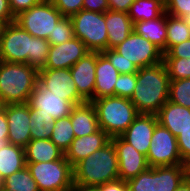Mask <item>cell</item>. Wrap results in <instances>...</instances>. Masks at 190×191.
<instances>
[{
  "instance_id": "cell-1",
  "label": "cell",
  "mask_w": 190,
  "mask_h": 191,
  "mask_svg": "<svg viewBox=\"0 0 190 191\" xmlns=\"http://www.w3.org/2000/svg\"><path fill=\"white\" fill-rule=\"evenodd\" d=\"M50 43L33 37L18 23L0 26V59L11 63L29 64L37 71L44 69Z\"/></svg>"
},
{
  "instance_id": "cell-2",
  "label": "cell",
  "mask_w": 190,
  "mask_h": 191,
  "mask_svg": "<svg viewBox=\"0 0 190 191\" xmlns=\"http://www.w3.org/2000/svg\"><path fill=\"white\" fill-rule=\"evenodd\" d=\"M170 78L164 62L139 68L130 98L139 114H157L168 101Z\"/></svg>"
},
{
  "instance_id": "cell-3",
  "label": "cell",
  "mask_w": 190,
  "mask_h": 191,
  "mask_svg": "<svg viewBox=\"0 0 190 191\" xmlns=\"http://www.w3.org/2000/svg\"><path fill=\"white\" fill-rule=\"evenodd\" d=\"M118 179V159L112 140L73 167L74 185L97 187Z\"/></svg>"
},
{
  "instance_id": "cell-4",
  "label": "cell",
  "mask_w": 190,
  "mask_h": 191,
  "mask_svg": "<svg viewBox=\"0 0 190 191\" xmlns=\"http://www.w3.org/2000/svg\"><path fill=\"white\" fill-rule=\"evenodd\" d=\"M38 82L29 64L0 61V98L4 104L28 103Z\"/></svg>"
},
{
  "instance_id": "cell-5",
  "label": "cell",
  "mask_w": 190,
  "mask_h": 191,
  "mask_svg": "<svg viewBox=\"0 0 190 191\" xmlns=\"http://www.w3.org/2000/svg\"><path fill=\"white\" fill-rule=\"evenodd\" d=\"M94 105L99 129L110 138L120 136L139 115L134 104L128 98L106 96L91 101Z\"/></svg>"
},
{
  "instance_id": "cell-6",
  "label": "cell",
  "mask_w": 190,
  "mask_h": 191,
  "mask_svg": "<svg viewBox=\"0 0 190 191\" xmlns=\"http://www.w3.org/2000/svg\"><path fill=\"white\" fill-rule=\"evenodd\" d=\"M188 175L184 164L149 167L127 181L128 191H174Z\"/></svg>"
},
{
  "instance_id": "cell-7",
  "label": "cell",
  "mask_w": 190,
  "mask_h": 191,
  "mask_svg": "<svg viewBox=\"0 0 190 191\" xmlns=\"http://www.w3.org/2000/svg\"><path fill=\"white\" fill-rule=\"evenodd\" d=\"M39 191H65L73 188V167L65 155L55 161L26 163Z\"/></svg>"
},
{
  "instance_id": "cell-8",
  "label": "cell",
  "mask_w": 190,
  "mask_h": 191,
  "mask_svg": "<svg viewBox=\"0 0 190 191\" xmlns=\"http://www.w3.org/2000/svg\"><path fill=\"white\" fill-rule=\"evenodd\" d=\"M74 37L80 39L91 52L108 49V35L105 13L80 10L71 17Z\"/></svg>"
},
{
  "instance_id": "cell-9",
  "label": "cell",
  "mask_w": 190,
  "mask_h": 191,
  "mask_svg": "<svg viewBox=\"0 0 190 191\" xmlns=\"http://www.w3.org/2000/svg\"><path fill=\"white\" fill-rule=\"evenodd\" d=\"M62 17L61 12L49 0H42L29 10L22 11L16 16L15 22L33 37L48 40Z\"/></svg>"
},
{
  "instance_id": "cell-10",
  "label": "cell",
  "mask_w": 190,
  "mask_h": 191,
  "mask_svg": "<svg viewBox=\"0 0 190 191\" xmlns=\"http://www.w3.org/2000/svg\"><path fill=\"white\" fill-rule=\"evenodd\" d=\"M146 158L149 167L183 164L176 136L159 123L153 131Z\"/></svg>"
},
{
  "instance_id": "cell-11",
  "label": "cell",
  "mask_w": 190,
  "mask_h": 191,
  "mask_svg": "<svg viewBox=\"0 0 190 191\" xmlns=\"http://www.w3.org/2000/svg\"><path fill=\"white\" fill-rule=\"evenodd\" d=\"M113 49L126 61L133 62L138 69L163 61V52L135 31Z\"/></svg>"
},
{
  "instance_id": "cell-12",
  "label": "cell",
  "mask_w": 190,
  "mask_h": 191,
  "mask_svg": "<svg viewBox=\"0 0 190 191\" xmlns=\"http://www.w3.org/2000/svg\"><path fill=\"white\" fill-rule=\"evenodd\" d=\"M38 81L52 94L69 101L74 106L86 102L79 94L72 79L70 69H42L38 71Z\"/></svg>"
},
{
  "instance_id": "cell-13",
  "label": "cell",
  "mask_w": 190,
  "mask_h": 191,
  "mask_svg": "<svg viewBox=\"0 0 190 191\" xmlns=\"http://www.w3.org/2000/svg\"><path fill=\"white\" fill-rule=\"evenodd\" d=\"M118 159L119 179L127 182L149 168L147 158L121 136L111 137Z\"/></svg>"
},
{
  "instance_id": "cell-14",
  "label": "cell",
  "mask_w": 190,
  "mask_h": 191,
  "mask_svg": "<svg viewBox=\"0 0 190 191\" xmlns=\"http://www.w3.org/2000/svg\"><path fill=\"white\" fill-rule=\"evenodd\" d=\"M5 113L8 123V142L24 148L31 141L30 104H6Z\"/></svg>"
},
{
  "instance_id": "cell-15",
  "label": "cell",
  "mask_w": 190,
  "mask_h": 191,
  "mask_svg": "<svg viewBox=\"0 0 190 191\" xmlns=\"http://www.w3.org/2000/svg\"><path fill=\"white\" fill-rule=\"evenodd\" d=\"M88 52L85 44L77 37L58 45H50L44 69H70Z\"/></svg>"
},
{
  "instance_id": "cell-16",
  "label": "cell",
  "mask_w": 190,
  "mask_h": 191,
  "mask_svg": "<svg viewBox=\"0 0 190 191\" xmlns=\"http://www.w3.org/2000/svg\"><path fill=\"white\" fill-rule=\"evenodd\" d=\"M28 103L34 110H40V113L46 115L50 114L54 120L69 116L74 107L69 101L52 94L39 81L31 93Z\"/></svg>"
},
{
  "instance_id": "cell-17",
  "label": "cell",
  "mask_w": 190,
  "mask_h": 191,
  "mask_svg": "<svg viewBox=\"0 0 190 191\" xmlns=\"http://www.w3.org/2000/svg\"><path fill=\"white\" fill-rule=\"evenodd\" d=\"M100 53L90 51L70 68L78 94L86 102L94 100L95 69Z\"/></svg>"
},
{
  "instance_id": "cell-18",
  "label": "cell",
  "mask_w": 190,
  "mask_h": 191,
  "mask_svg": "<svg viewBox=\"0 0 190 191\" xmlns=\"http://www.w3.org/2000/svg\"><path fill=\"white\" fill-rule=\"evenodd\" d=\"M157 124L158 119L155 114H139L120 136L138 152L147 156L152 134Z\"/></svg>"
},
{
  "instance_id": "cell-19",
  "label": "cell",
  "mask_w": 190,
  "mask_h": 191,
  "mask_svg": "<svg viewBox=\"0 0 190 191\" xmlns=\"http://www.w3.org/2000/svg\"><path fill=\"white\" fill-rule=\"evenodd\" d=\"M110 140L111 138L102 129L86 136L75 137L70 148L65 152V157L74 167L78 162L101 149Z\"/></svg>"
},
{
  "instance_id": "cell-20",
  "label": "cell",
  "mask_w": 190,
  "mask_h": 191,
  "mask_svg": "<svg viewBox=\"0 0 190 191\" xmlns=\"http://www.w3.org/2000/svg\"><path fill=\"white\" fill-rule=\"evenodd\" d=\"M158 123L174 136L190 128V109L167 101L156 114Z\"/></svg>"
},
{
  "instance_id": "cell-21",
  "label": "cell",
  "mask_w": 190,
  "mask_h": 191,
  "mask_svg": "<svg viewBox=\"0 0 190 191\" xmlns=\"http://www.w3.org/2000/svg\"><path fill=\"white\" fill-rule=\"evenodd\" d=\"M119 71L111 64L110 60L101 52L97 56L95 69L94 99L114 96L116 80Z\"/></svg>"
},
{
  "instance_id": "cell-22",
  "label": "cell",
  "mask_w": 190,
  "mask_h": 191,
  "mask_svg": "<svg viewBox=\"0 0 190 191\" xmlns=\"http://www.w3.org/2000/svg\"><path fill=\"white\" fill-rule=\"evenodd\" d=\"M108 35V49L122 43L132 32L134 23L126 12L108 10L105 12Z\"/></svg>"
},
{
  "instance_id": "cell-23",
  "label": "cell",
  "mask_w": 190,
  "mask_h": 191,
  "mask_svg": "<svg viewBox=\"0 0 190 191\" xmlns=\"http://www.w3.org/2000/svg\"><path fill=\"white\" fill-rule=\"evenodd\" d=\"M75 137H82L99 130L97 114L91 102L75 105L70 114Z\"/></svg>"
},
{
  "instance_id": "cell-24",
  "label": "cell",
  "mask_w": 190,
  "mask_h": 191,
  "mask_svg": "<svg viewBox=\"0 0 190 191\" xmlns=\"http://www.w3.org/2000/svg\"><path fill=\"white\" fill-rule=\"evenodd\" d=\"M133 31L147 38L151 43L157 46L163 54L166 53V12L157 19L135 22Z\"/></svg>"
},
{
  "instance_id": "cell-25",
  "label": "cell",
  "mask_w": 190,
  "mask_h": 191,
  "mask_svg": "<svg viewBox=\"0 0 190 191\" xmlns=\"http://www.w3.org/2000/svg\"><path fill=\"white\" fill-rule=\"evenodd\" d=\"M24 153L26 163L55 161L65 155L50 139L31 140L24 147Z\"/></svg>"
},
{
  "instance_id": "cell-26",
  "label": "cell",
  "mask_w": 190,
  "mask_h": 191,
  "mask_svg": "<svg viewBox=\"0 0 190 191\" xmlns=\"http://www.w3.org/2000/svg\"><path fill=\"white\" fill-rule=\"evenodd\" d=\"M26 167L24 148L8 143L0 149V179Z\"/></svg>"
},
{
  "instance_id": "cell-27",
  "label": "cell",
  "mask_w": 190,
  "mask_h": 191,
  "mask_svg": "<svg viewBox=\"0 0 190 191\" xmlns=\"http://www.w3.org/2000/svg\"><path fill=\"white\" fill-rule=\"evenodd\" d=\"M165 13L164 0H135L130 6L128 15L132 22L157 19Z\"/></svg>"
},
{
  "instance_id": "cell-28",
  "label": "cell",
  "mask_w": 190,
  "mask_h": 191,
  "mask_svg": "<svg viewBox=\"0 0 190 191\" xmlns=\"http://www.w3.org/2000/svg\"><path fill=\"white\" fill-rule=\"evenodd\" d=\"M166 52L174 45L190 39V25L183 18L166 13Z\"/></svg>"
},
{
  "instance_id": "cell-29",
  "label": "cell",
  "mask_w": 190,
  "mask_h": 191,
  "mask_svg": "<svg viewBox=\"0 0 190 191\" xmlns=\"http://www.w3.org/2000/svg\"><path fill=\"white\" fill-rule=\"evenodd\" d=\"M30 134L31 140L50 139L54 128V118L48 114L40 113L30 106Z\"/></svg>"
},
{
  "instance_id": "cell-30",
  "label": "cell",
  "mask_w": 190,
  "mask_h": 191,
  "mask_svg": "<svg viewBox=\"0 0 190 191\" xmlns=\"http://www.w3.org/2000/svg\"><path fill=\"white\" fill-rule=\"evenodd\" d=\"M2 189L5 191H39L37 183L27 167L3 179Z\"/></svg>"
},
{
  "instance_id": "cell-31",
  "label": "cell",
  "mask_w": 190,
  "mask_h": 191,
  "mask_svg": "<svg viewBox=\"0 0 190 191\" xmlns=\"http://www.w3.org/2000/svg\"><path fill=\"white\" fill-rule=\"evenodd\" d=\"M54 124L50 140L65 153L75 138L70 115L55 120Z\"/></svg>"
},
{
  "instance_id": "cell-32",
  "label": "cell",
  "mask_w": 190,
  "mask_h": 191,
  "mask_svg": "<svg viewBox=\"0 0 190 191\" xmlns=\"http://www.w3.org/2000/svg\"><path fill=\"white\" fill-rule=\"evenodd\" d=\"M168 101L190 109V78L170 80Z\"/></svg>"
},
{
  "instance_id": "cell-33",
  "label": "cell",
  "mask_w": 190,
  "mask_h": 191,
  "mask_svg": "<svg viewBox=\"0 0 190 191\" xmlns=\"http://www.w3.org/2000/svg\"><path fill=\"white\" fill-rule=\"evenodd\" d=\"M170 80L190 78V58H163Z\"/></svg>"
},
{
  "instance_id": "cell-34",
  "label": "cell",
  "mask_w": 190,
  "mask_h": 191,
  "mask_svg": "<svg viewBox=\"0 0 190 191\" xmlns=\"http://www.w3.org/2000/svg\"><path fill=\"white\" fill-rule=\"evenodd\" d=\"M74 37L73 23L70 17H62L55 25L53 34L48 37L50 45H58Z\"/></svg>"
},
{
  "instance_id": "cell-35",
  "label": "cell",
  "mask_w": 190,
  "mask_h": 191,
  "mask_svg": "<svg viewBox=\"0 0 190 191\" xmlns=\"http://www.w3.org/2000/svg\"><path fill=\"white\" fill-rule=\"evenodd\" d=\"M137 83V73L120 74L114 87V96L130 99Z\"/></svg>"
},
{
  "instance_id": "cell-36",
  "label": "cell",
  "mask_w": 190,
  "mask_h": 191,
  "mask_svg": "<svg viewBox=\"0 0 190 191\" xmlns=\"http://www.w3.org/2000/svg\"><path fill=\"white\" fill-rule=\"evenodd\" d=\"M102 53L110 60L111 64L120 74L138 72V68L133 62H128L123 59V56L117 53L114 49H107Z\"/></svg>"
},
{
  "instance_id": "cell-37",
  "label": "cell",
  "mask_w": 190,
  "mask_h": 191,
  "mask_svg": "<svg viewBox=\"0 0 190 191\" xmlns=\"http://www.w3.org/2000/svg\"><path fill=\"white\" fill-rule=\"evenodd\" d=\"M64 17H71L83 9V0H49Z\"/></svg>"
},
{
  "instance_id": "cell-38",
  "label": "cell",
  "mask_w": 190,
  "mask_h": 191,
  "mask_svg": "<svg viewBox=\"0 0 190 191\" xmlns=\"http://www.w3.org/2000/svg\"><path fill=\"white\" fill-rule=\"evenodd\" d=\"M165 12L183 18L190 13V0H165Z\"/></svg>"
},
{
  "instance_id": "cell-39",
  "label": "cell",
  "mask_w": 190,
  "mask_h": 191,
  "mask_svg": "<svg viewBox=\"0 0 190 191\" xmlns=\"http://www.w3.org/2000/svg\"><path fill=\"white\" fill-rule=\"evenodd\" d=\"M178 149L182 162L190 166V128L182 131L177 137Z\"/></svg>"
},
{
  "instance_id": "cell-40",
  "label": "cell",
  "mask_w": 190,
  "mask_h": 191,
  "mask_svg": "<svg viewBox=\"0 0 190 191\" xmlns=\"http://www.w3.org/2000/svg\"><path fill=\"white\" fill-rule=\"evenodd\" d=\"M163 58H190V39L174 45Z\"/></svg>"
},
{
  "instance_id": "cell-41",
  "label": "cell",
  "mask_w": 190,
  "mask_h": 191,
  "mask_svg": "<svg viewBox=\"0 0 190 191\" xmlns=\"http://www.w3.org/2000/svg\"><path fill=\"white\" fill-rule=\"evenodd\" d=\"M42 0H9L12 14L16 17L22 11L29 10L35 5H38Z\"/></svg>"
},
{
  "instance_id": "cell-42",
  "label": "cell",
  "mask_w": 190,
  "mask_h": 191,
  "mask_svg": "<svg viewBox=\"0 0 190 191\" xmlns=\"http://www.w3.org/2000/svg\"><path fill=\"white\" fill-rule=\"evenodd\" d=\"M83 9L105 13L109 10L108 0H83Z\"/></svg>"
},
{
  "instance_id": "cell-43",
  "label": "cell",
  "mask_w": 190,
  "mask_h": 191,
  "mask_svg": "<svg viewBox=\"0 0 190 191\" xmlns=\"http://www.w3.org/2000/svg\"><path fill=\"white\" fill-rule=\"evenodd\" d=\"M15 18L10 9L9 0H0V26L14 22Z\"/></svg>"
},
{
  "instance_id": "cell-44",
  "label": "cell",
  "mask_w": 190,
  "mask_h": 191,
  "mask_svg": "<svg viewBox=\"0 0 190 191\" xmlns=\"http://www.w3.org/2000/svg\"><path fill=\"white\" fill-rule=\"evenodd\" d=\"M8 143V123L4 106V109L0 111V149Z\"/></svg>"
},
{
  "instance_id": "cell-45",
  "label": "cell",
  "mask_w": 190,
  "mask_h": 191,
  "mask_svg": "<svg viewBox=\"0 0 190 191\" xmlns=\"http://www.w3.org/2000/svg\"><path fill=\"white\" fill-rule=\"evenodd\" d=\"M99 191H128L127 182L120 179L97 186Z\"/></svg>"
},
{
  "instance_id": "cell-46",
  "label": "cell",
  "mask_w": 190,
  "mask_h": 191,
  "mask_svg": "<svg viewBox=\"0 0 190 191\" xmlns=\"http://www.w3.org/2000/svg\"><path fill=\"white\" fill-rule=\"evenodd\" d=\"M134 1L135 0H108L109 10L128 13Z\"/></svg>"
},
{
  "instance_id": "cell-47",
  "label": "cell",
  "mask_w": 190,
  "mask_h": 191,
  "mask_svg": "<svg viewBox=\"0 0 190 191\" xmlns=\"http://www.w3.org/2000/svg\"><path fill=\"white\" fill-rule=\"evenodd\" d=\"M174 191H190V175H188Z\"/></svg>"
},
{
  "instance_id": "cell-48",
  "label": "cell",
  "mask_w": 190,
  "mask_h": 191,
  "mask_svg": "<svg viewBox=\"0 0 190 191\" xmlns=\"http://www.w3.org/2000/svg\"><path fill=\"white\" fill-rule=\"evenodd\" d=\"M72 191H99L97 187H85L80 185H73Z\"/></svg>"
},
{
  "instance_id": "cell-49",
  "label": "cell",
  "mask_w": 190,
  "mask_h": 191,
  "mask_svg": "<svg viewBox=\"0 0 190 191\" xmlns=\"http://www.w3.org/2000/svg\"><path fill=\"white\" fill-rule=\"evenodd\" d=\"M183 19L185 20L186 23L190 25V13L187 16L183 17Z\"/></svg>"
},
{
  "instance_id": "cell-50",
  "label": "cell",
  "mask_w": 190,
  "mask_h": 191,
  "mask_svg": "<svg viewBox=\"0 0 190 191\" xmlns=\"http://www.w3.org/2000/svg\"><path fill=\"white\" fill-rule=\"evenodd\" d=\"M4 102L2 101V99L0 98V111H2L4 109Z\"/></svg>"
},
{
  "instance_id": "cell-51",
  "label": "cell",
  "mask_w": 190,
  "mask_h": 191,
  "mask_svg": "<svg viewBox=\"0 0 190 191\" xmlns=\"http://www.w3.org/2000/svg\"><path fill=\"white\" fill-rule=\"evenodd\" d=\"M0 191H2V180L0 179Z\"/></svg>"
}]
</instances>
